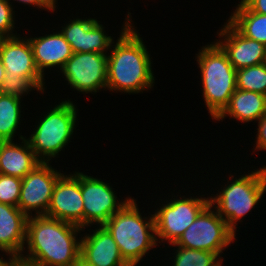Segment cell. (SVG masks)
Here are the masks:
<instances>
[{
	"label": "cell",
	"instance_id": "1",
	"mask_svg": "<svg viewBox=\"0 0 266 266\" xmlns=\"http://www.w3.org/2000/svg\"><path fill=\"white\" fill-rule=\"evenodd\" d=\"M121 32L107 54V90L129 95L149 91L155 85L150 53L137 27L132 23L131 13L125 16Z\"/></svg>",
	"mask_w": 266,
	"mask_h": 266
},
{
	"label": "cell",
	"instance_id": "2",
	"mask_svg": "<svg viewBox=\"0 0 266 266\" xmlns=\"http://www.w3.org/2000/svg\"><path fill=\"white\" fill-rule=\"evenodd\" d=\"M81 231L78 225L45 215L29 216L23 251L27 254L20 258L38 266H72L80 258Z\"/></svg>",
	"mask_w": 266,
	"mask_h": 266
},
{
	"label": "cell",
	"instance_id": "3",
	"mask_svg": "<svg viewBox=\"0 0 266 266\" xmlns=\"http://www.w3.org/2000/svg\"><path fill=\"white\" fill-rule=\"evenodd\" d=\"M136 201L134 197L131 198L103 225L117 243L122 258L129 266H137L158 245L154 214L143 216Z\"/></svg>",
	"mask_w": 266,
	"mask_h": 266
},
{
	"label": "cell",
	"instance_id": "4",
	"mask_svg": "<svg viewBox=\"0 0 266 266\" xmlns=\"http://www.w3.org/2000/svg\"><path fill=\"white\" fill-rule=\"evenodd\" d=\"M211 43L202 46L195 59L200 69L202 96L210 117L215 120L236 90V69L216 40Z\"/></svg>",
	"mask_w": 266,
	"mask_h": 266
},
{
	"label": "cell",
	"instance_id": "5",
	"mask_svg": "<svg viewBox=\"0 0 266 266\" xmlns=\"http://www.w3.org/2000/svg\"><path fill=\"white\" fill-rule=\"evenodd\" d=\"M247 173L240 177L230 173V182L227 181L228 183L222 186L223 189L217 190L216 195L209 196L210 205L235 234L237 222H243V217L260 203L266 193V166Z\"/></svg>",
	"mask_w": 266,
	"mask_h": 266
},
{
	"label": "cell",
	"instance_id": "6",
	"mask_svg": "<svg viewBox=\"0 0 266 266\" xmlns=\"http://www.w3.org/2000/svg\"><path fill=\"white\" fill-rule=\"evenodd\" d=\"M71 99L59 104L45 112L38 121L37 126L29 138H25L36 157L41 162H52L64 147L71 142L77 123L78 108Z\"/></svg>",
	"mask_w": 266,
	"mask_h": 266
},
{
	"label": "cell",
	"instance_id": "7",
	"mask_svg": "<svg viewBox=\"0 0 266 266\" xmlns=\"http://www.w3.org/2000/svg\"><path fill=\"white\" fill-rule=\"evenodd\" d=\"M180 196V197H178ZM173 195L163 200L165 204L154 211L157 242L163 245L167 241L169 247L174 244L184 231L194 222L199 214L210 204V198L204 195L194 196ZM203 196V197H202ZM177 197V198H176ZM169 200V201H168ZM159 239V240H158ZM164 241V242H163Z\"/></svg>",
	"mask_w": 266,
	"mask_h": 266
},
{
	"label": "cell",
	"instance_id": "8",
	"mask_svg": "<svg viewBox=\"0 0 266 266\" xmlns=\"http://www.w3.org/2000/svg\"><path fill=\"white\" fill-rule=\"evenodd\" d=\"M235 240L236 234L209 204L171 246L213 252L224 260L221 254Z\"/></svg>",
	"mask_w": 266,
	"mask_h": 266
},
{
	"label": "cell",
	"instance_id": "9",
	"mask_svg": "<svg viewBox=\"0 0 266 266\" xmlns=\"http://www.w3.org/2000/svg\"><path fill=\"white\" fill-rule=\"evenodd\" d=\"M109 183L98 177L81 172V194L83 199V230L92 225H104L132 197L118 201V197ZM95 223V224H94Z\"/></svg>",
	"mask_w": 266,
	"mask_h": 266
},
{
	"label": "cell",
	"instance_id": "10",
	"mask_svg": "<svg viewBox=\"0 0 266 266\" xmlns=\"http://www.w3.org/2000/svg\"><path fill=\"white\" fill-rule=\"evenodd\" d=\"M107 67V54L78 52L72 54L59 73L74 91L94 94L107 87Z\"/></svg>",
	"mask_w": 266,
	"mask_h": 266
},
{
	"label": "cell",
	"instance_id": "11",
	"mask_svg": "<svg viewBox=\"0 0 266 266\" xmlns=\"http://www.w3.org/2000/svg\"><path fill=\"white\" fill-rule=\"evenodd\" d=\"M50 164L41 162L22 178L18 208L28 217L46 215L54 186L63 174Z\"/></svg>",
	"mask_w": 266,
	"mask_h": 266
},
{
	"label": "cell",
	"instance_id": "12",
	"mask_svg": "<svg viewBox=\"0 0 266 266\" xmlns=\"http://www.w3.org/2000/svg\"><path fill=\"white\" fill-rule=\"evenodd\" d=\"M83 211L81 172L62 174L54 186L45 216L78 225L83 229Z\"/></svg>",
	"mask_w": 266,
	"mask_h": 266
},
{
	"label": "cell",
	"instance_id": "13",
	"mask_svg": "<svg viewBox=\"0 0 266 266\" xmlns=\"http://www.w3.org/2000/svg\"><path fill=\"white\" fill-rule=\"evenodd\" d=\"M4 38L0 45V57L9 76L28 78L44 94L46 82L37 70L29 39L25 36ZM45 86V87H44Z\"/></svg>",
	"mask_w": 266,
	"mask_h": 266
},
{
	"label": "cell",
	"instance_id": "14",
	"mask_svg": "<svg viewBox=\"0 0 266 266\" xmlns=\"http://www.w3.org/2000/svg\"><path fill=\"white\" fill-rule=\"evenodd\" d=\"M70 22V23H69ZM95 18L70 19L60 30L64 38L71 46L73 53L95 52L107 54L114 41V37L108 36L103 24Z\"/></svg>",
	"mask_w": 266,
	"mask_h": 266
},
{
	"label": "cell",
	"instance_id": "15",
	"mask_svg": "<svg viewBox=\"0 0 266 266\" xmlns=\"http://www.w3.org/2000/svg\"><path fill=\"white\" fill-rule=\"evenodd\" d=\"M216 42L226 52L233 67L238 70L266 62V46L242 35L228 20L224 22Z\"/></svg>",
	"mask_w": 266,
	"mask_h": 266
},
{
	"label": "cell",
	"instance_id": "16",
	"mask_svg": "<svg viewBox=\"0 0 266 266\" xmlns=\"http://www.w3.org/2000/svg\"><path fill=\"white\" fill-rule=\"evenodd\" d=\"M83 235L80 258L85 262L92 266H129L122 258L117 243L103 225L97 228L95 226L91 234Z\"/></svg>",
	"mask_w": 266,
	"mask_h": 266
},
{
	"label": "cell",
	"instance_id": "17",
	"mask_svg": "<svg viewBox=\"0 0 266 266\" xmlns=\"http://www.w3.org/2000/svg\"><path fill=\"white\" fill-rule=\"evenodd\" d=\"M37 70L45 78L46 69L62 70L73 52L68 41L59 31L56 33L28 37Z\"/></svg>",
	"mask_w": 266,
	"mask_h": 266
},
{
	"label": "cell",
	"instance_id": "18",
	"mask_svg": "<svg viewBox=\"0 0 266 266\" xmlns=\"http://www.w3.org/2000/svg\"><path fill=\"white\" fill-rule=\"evenodd\" d=\"M28 216L18 207L0 203V251L23 254Z\"/></svg>",
	"mask_w": 266,
	"mask_h": 266
},
{
	"label": "cell",
	"instance_id": "19",
	"mask_svg": "<svg viewBox=\"0 0 266 266\" xmlns=\"http://www.w3.org/2000/svg\"><path fill=\"white\" fill-rule=\"evenodd\" d=\"M20 143L0 142V174L24 178L41 161L30 148L23 135H18Z\"/></svg>",
	"mask_w": 266,
	"mask_h": 266
},
{
	"label": "cell",
	"instance_id": "20",
	"mask_svg": "<svg viewBox=\"0 0 266 266\" xmlns=\"http://www.w3.org/2000/svg\"><path fill=\"white\" fill-rule=\"evenodd\" d=\"M266 115V95L236 89L232 94L228 106L214 121H223L230 117L240 121V123H249L258 121Z\"/></svg>",
	"mask_w": 266,
	"mask_h": 266
},
{
	"label": "cell",
	"instance_id": "21",
	"mask_svg": "<svg viewBox=\"0 0 266 266\" xmlns=\"http://www.w3.org/2000/svg\"><path fill=\"white\" fill-rule=\"evenodd\" d=\"M228 21L245 37L266 46V15L250 11L241 1Z\"/></svg>",
	"mask_w": 266,
	"mask_h": 266
},
{
	"label": "cell",
	"instance_id": "22",
	"mask_svg": "<svg viewBox=\"0 0 266 266\" xmlns=\"http://www.w3.org/2000/svg\"><path fill=\"white\" fill-rule=\"evenodd\" d=\"M22 101L19 97L0 93V142L13 141L18 133L23 118Z\"/></svg>",
	"mask_w": 266,
	"mask_h": 266
},
{
	"label": "cell",
	"instance_id": "23",
	"mask_svg": "<svg viewBox=\"0 0 266 266\" xmlns=\"http://www.w3.org/2000/svg\"><path fill=\"white\" fill-rule=\"evenodd\" d=\"M173 251L172 266H223V260L215 253L204 250L188 249L180 246Z\"/></svg>",
	"mask_w": 266,
	"mask_h": 266
},
{
	"label": "cell",
	"instance_id": "24",
	"mask_svg": "<svg viewBox=\"0 0 266 266\" xmlns=\"http://www.w3.org/2000/svg\"><path fill=\"white\" fill-rule=\"evenodd\" d=\"M236 89L266 95V63L236 70Z\"/></svg>",
	"mask_w": 266,
	"mask_h": 266
},
{
	"label": "cell",
	"instance_id": "25",
	"mask_svg": "<svg viewBox=\"0 0 266 266\" xmlns=\"http://www.w3.org/2000/svg\"><path fill=\"white\" fill-rule=\"evenodd\" d=\"M40 90L28 79L22 76H9L5 73L3 83L0 87L1 94H8L19 98L29 95L30 92Z\"/></svg>",
	"mask_w": 266,
	"mask_h": 266
},
{
	"label": "cell",
	"instance_id": "26",
	"mask_svg": "<svg viewBox=\"0 0 266 266\" xmlns=\"http://www.w3.org/2000/svg\"><path fill=\"white\" fill-rule=\"evenodd\" d=\"M22 178L0 174V203L18 207Z\"/></svg>",
	"mask_w": 266,
	"mask_h": 266
},
{
	"label": "cell",
	"instance_id": "27",
	"mask_svg": "<svg viewBox=\"0 0 266 266\" xmlns=\"http://www.w3.org/2000/svg\"><path fill=\"white\" fill-rule=\"evenodd\" d=\"M13 10V5L5 0H0V34L4 38L18 36L17 31H15V21L17 20H15V10Z\"/></svg>",
	"mask_w": 266,
	"mask_h": 266
},
{
	"label": "cell",
	"instance_id": "28",
	"mask_svg": "<svg viewBox=\"0 0 266 266\" xmlns=\"http://www.w3.org/2000/svg\"><path fill=\"white\" fill-rule=\"evenodd\" d=\"M258 128H257V134L255 137V148H253V153L257 151H266V115L262 116L258 121Z\"/></svg>",
	"mask_w": 266,
	"mask_h": 266
},
{
	"label": "cell",
	"instance_id": "29",
	"mask_svg": "<svg viewBox=\"0 0 266 266\" xmlns=\"http://www.w3.org/2000/svg\"><path fill=\"white\" fill-rule=\"evenodd\" d=\"M6 2H8L10 5L13 4V2L11 3V0H5ZM16 1L17 3H23L24 5L26 4L27 6H33L38 9L44 10L46 9V11L48 12H54L56 9V4H57V0H13Z\"/></svg>",
	"mask_w": 266,
	"mask_h": 266
},
{
	"label": "cell",
	"instance_id": "30",
	"mask_svg": "<svg viewBox=\"0 0 266 266\" xmlns=\"http://www.w3.org/2000/svg\"><path fill=\"white\" fill-rule=\"evenodd\" d=\"M241 2L250 11L266 15V0H241Z\"/></svg>",
	"mask_w": 266,
	"mask_h": 266
},
{
	"label": "cell",
	"instance_id": "31",
	"mask_svg": "<svg viewBox=\"0 0 266 266\" xmlns=\"http://www.w3.org/2000/svg\"><path fill=\"white\" fill-rule=\"evenodd\" d=\"M4 254L6 255V258L8 255V258H7L8 261L5 260V258L3 259V257L1 256L0 257V266H11V264L14 262V260L17 258V256L13 253L6 252V251H4Z\"/></svg>",
	"mask_w": 266,
	"mask_h": 266
},
{
	"label": "cell",
	"instance_id": "32",
	"mask_svg": "<svg viewBox=\"0 0 266 266\" xmlns=\"http://www.w3.org/2000/svg\"><path fill=\"white\" fill-rule=\"evenodd\" d=\"M11 266H38L34 263L28 262L24 259H21L20 257H17L14 262L11 264Z\"/></svg>",
	"mask_w": 266,
	"mask_h": 266
},
{
	"label": "cell",
	"instance_id": "33",
	"mask_svg": "<svg viewBox=\"0 0 266 266\" xmlns=\"http://www.w3.org/2000/svg\"><path fill=\"white\" fill-rule=\"evenodd\" d=\"M5 68L3 66V63H2V59L0 57V87L3 83V80H4V77H5Z\"/></svg>",
	"mask_w": 266,
	"mask_h": 266
},
{
	"label": "cell",
	"instance_id": "34",
	"mask_svg": "<svg viewBox=\"0 0 266 266\" xmlns=\"http://www.w3.org/2000/svg\"><path fill=\"white\" fill-rule=\"evenodd\" d=\"M72 266H92L85 262L82 258H79Z\"/></svg>",
	"mask_w": 266,
	"mask_h": 266
},
{
	"label": "cell",
	"instance_id": "35",
	"mask_svg": "<svg viewBox=\"0 0 266 266\" xmlns=\"http://www.w3.org/2000/svg\"><path fill=\"white\" fill-rule=\"evenodd\" d=\"M3 39H4V37L0 34V45H1V42Z\"/></svg>",
	"mask_w": 266,
	"mask_h": 266
}]
</instances>
